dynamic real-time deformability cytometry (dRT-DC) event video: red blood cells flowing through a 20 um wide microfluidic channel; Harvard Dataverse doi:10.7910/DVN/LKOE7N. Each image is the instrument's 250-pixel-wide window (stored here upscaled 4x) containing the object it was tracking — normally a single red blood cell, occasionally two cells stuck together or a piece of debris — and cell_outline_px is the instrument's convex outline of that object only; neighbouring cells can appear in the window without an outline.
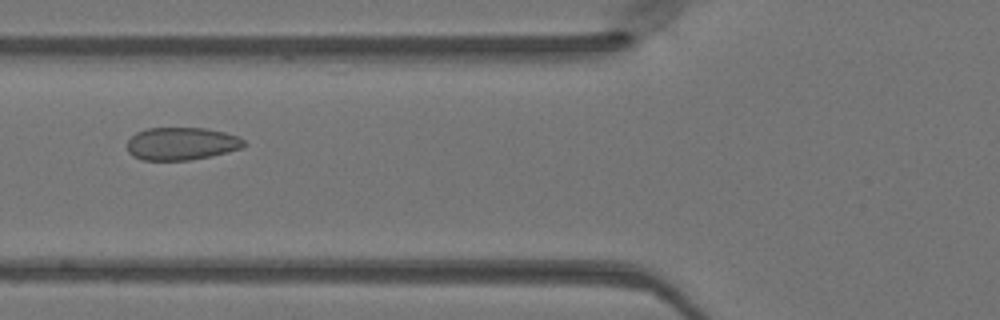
{"species": "Egyptian fruit bat (a non-hibernating species)", "species_latin": "Rousettus aegyptiacus", "temperature_condition": "warm", "stored_images_in_passage": 49, "camera_frame_rate_fps": 3000, "um_per_image_px": 0.085, "animal": {"sex": "female"}, "frame": {"image": 1, "passage_image": 19, "time_ms": 6.0, "image_size_px": [1000, 320], "cell_outline_px": [[244, 148], [212, 156], [188, 160], [144, 160], [132, 156], [128, 152], [128, 140], [136, 132], [148, 128], [204, 128], [224, 132], [236, 136], [244, 140]], "centroid_in_image_um": [15.42, 12.22], "position_along_channel_um": 110.4, "area_um2": 22.25}}
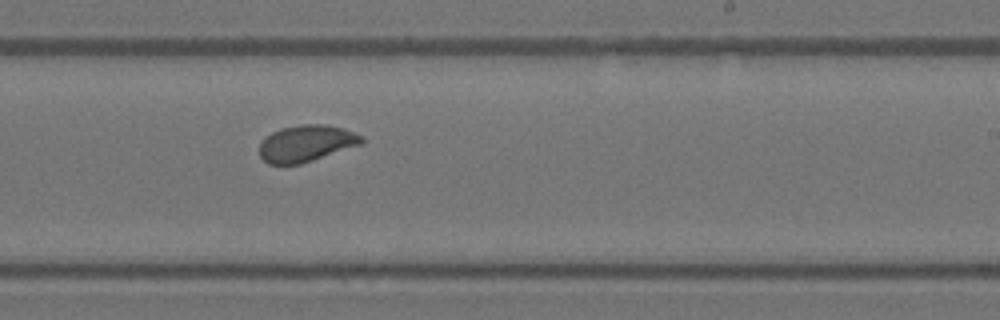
{"frame": {"image": 2, "passage_image": 30, "time_ms": 9.667, "image_size_px": [1000, 320], "cell_outline_px": [[364, 144], [300, 164], [268, 164], [260, 156], [260, 140], [264, 136], [280, 128], [300, 124], [324, 124], [344, 128], [364, 136]], "centroid_in_image_um": [26.05, 12.17], "position_along_channel_um": 262.9, "area_um2": 22.14}}
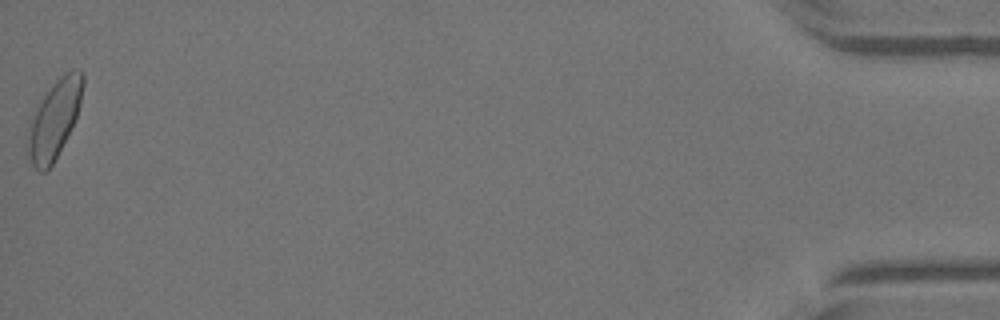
{"frame": {"image": 3, "passage_image": 49, "time_ms": 16.0, "image_size_px": [1000, 320], "cell_outline_px": [[84, 84], [80, 104], [76, 116], [52, 164], [44, 172], [40, 172], [32, 164], [28, 152], [28, 120], [52, 84], [64, 72], [72, 68], [80, 68], [84, 72]], "centroid_in_image_um": [4.63, 10.05], "position_along_channel_um": 430.6, "area_um2": 24.68}}